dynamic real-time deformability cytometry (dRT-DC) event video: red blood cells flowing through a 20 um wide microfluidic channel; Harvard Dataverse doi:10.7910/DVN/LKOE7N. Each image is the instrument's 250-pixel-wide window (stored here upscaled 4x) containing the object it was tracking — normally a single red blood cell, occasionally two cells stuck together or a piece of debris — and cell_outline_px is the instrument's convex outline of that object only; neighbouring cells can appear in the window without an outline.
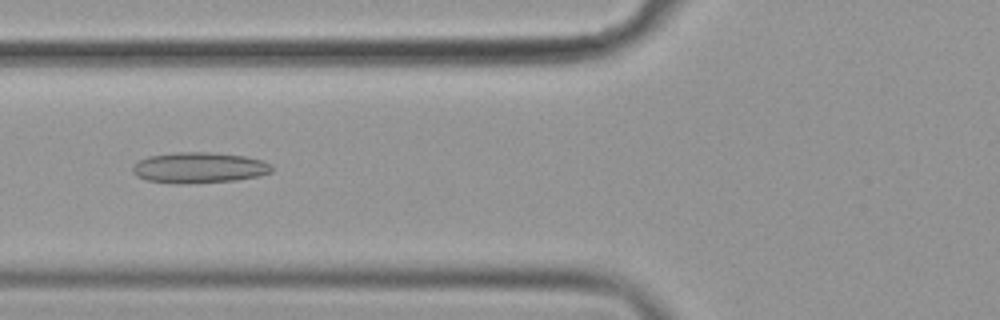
{"species": "common noctule bat (a hibernating species)", "species_latin": "Nyctalus noctula", "temperature_condition": "cold", "stored_images_in_passage": 53, "camera_frame_rate_fps": 3000, "um_per_image_px": 0.085, "animal": {"sex": "female", "body_mass_g": 19.9}, "frame": {"image": 1, "passage_image": 19, "time_ms": 6.0, "image_size_px": [1000, 320], "cell_outline_px": [[272, 172], [256, 176], [236, 180], [188, 184], [148, 180], [136, 176], [132, 172], [132, 164], [148, 156], [176, 152], [208, 152], [244, 156], [264, 160], [272, 164]], "centroid_in_image_um": [16.92, 14.24], "position_along_channel_um": 108.9, "area_um2": 24.97}}
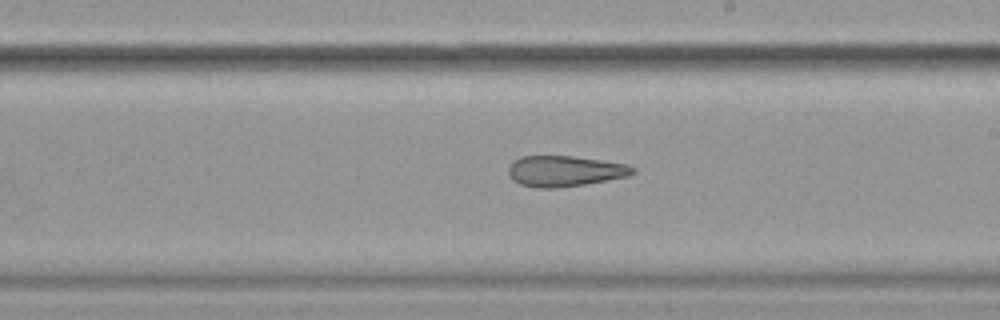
{"frame": {"image": 2, "passage_image": 30, "time_ms": 9.667, "image_size_px": [1000, 320], "cell_outline_px": [[636, 172], [628, 176], [584, 184], [556, 188], [536, 188], [520, 184], [512, 180], [508, 172], [508, 168], [512, 160], [520, 156], [572, 156], [628, 164], [636, 168]], "centroid_in_image_um": [47.98, 14.54], "position_along_channel_um": 241.0, "area_um2": 22.37}}
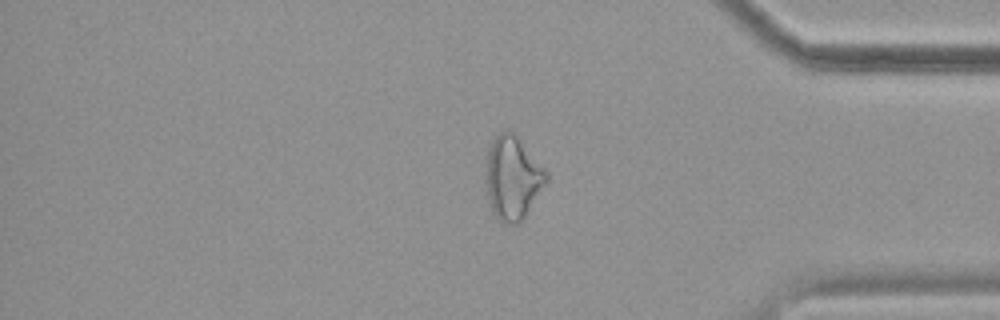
{"frame": {"image": 3, "passage_image": 44, "time_ms": 14.333, "image_size_px": [1000, 320], "cell_outline_px": [[548, 180], [524, 216], [516, 224], [504, 224], [496, 216], [488, 200], [484, 180], [488, 148], [492, 140], [500, 132], [508, 128], [516, 136], [548, 172]], "centroid_in_image_um": [43.54, 15.1], "position_along_channel_um": 391.7, "area_um2": 29.19}, "authors_computed_cell_mechanics": {"area_um2": 26.4146, "velocity_mm_per_s": 3.6079, "shape_relaxation_time_tau1_ms": null, "shape_relaxation_time_tau2_ms": 5.9868, "deformation_change_tau1": null, "deformation_change_tau2": 0.1849}}